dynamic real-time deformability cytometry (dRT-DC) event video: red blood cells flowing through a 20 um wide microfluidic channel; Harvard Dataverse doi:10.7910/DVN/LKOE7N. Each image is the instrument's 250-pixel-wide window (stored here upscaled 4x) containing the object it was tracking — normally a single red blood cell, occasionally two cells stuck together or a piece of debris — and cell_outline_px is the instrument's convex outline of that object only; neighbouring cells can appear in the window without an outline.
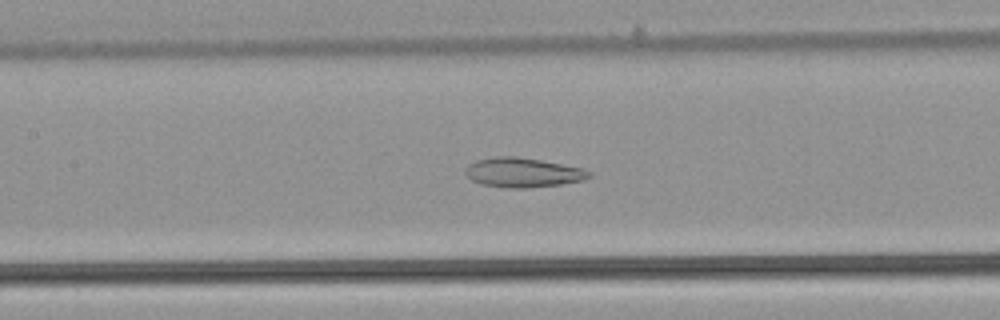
{"species": "common noctule bat (a hibernating species)", "species_latin": "Nyctalus noctula", "temperature_condition": "warm", "stored_images_in_passage": 55, "camera_frame_rate_fps": 3000, "um_per_image_px": 0.085, "animal": {"sex": "male", "body_mass_g": 21.5, "forearm_length_mm": 52.0}, "frame": {"image": 1, "passage_image": 26, "time_ms": 8.333, "image_size_px": [1000, 320], "cell_outline_px": [[592, 176], [584, 180], [560, 184], [528, 188], [508, 188], [480, 184], [472, 180], [464, 172], [464, 168], [468, 164], [476, 160], [496, 156], [516, 156], [540, 160], [584, 168], [592, 172]], "centroid_in_image_um": [44.44, 14.66], "position_along_channel_um": 163.0, "area_um2": 21.44}}
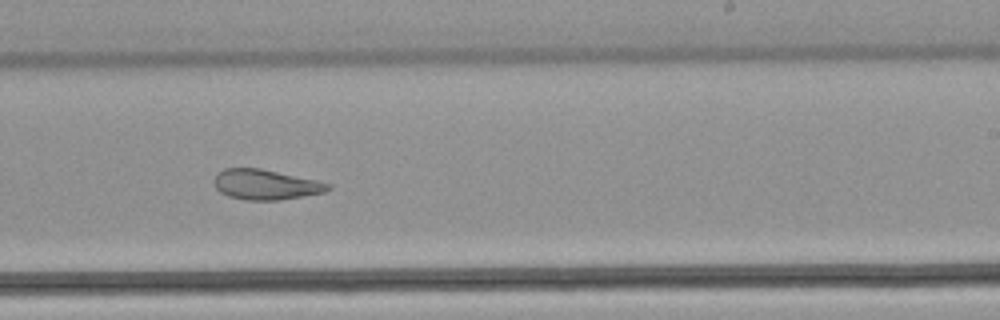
{"frame": {"image": 2, "passage_image": 34, "time_ms": 11.0, "image_size_px": [1000, 320], "cell_outline_px": [[332, 188], [324, 192], [276, 200], [244, 200], [228, 196], [220, 192], [216, 188], [212, 180], [224, 168], [260, 168], [316, 180], [332, 184]], "centroid_in_image_um": [22.56, 15.68], "position_along_channel_um": 266.4, "area_um2": 19.88}}
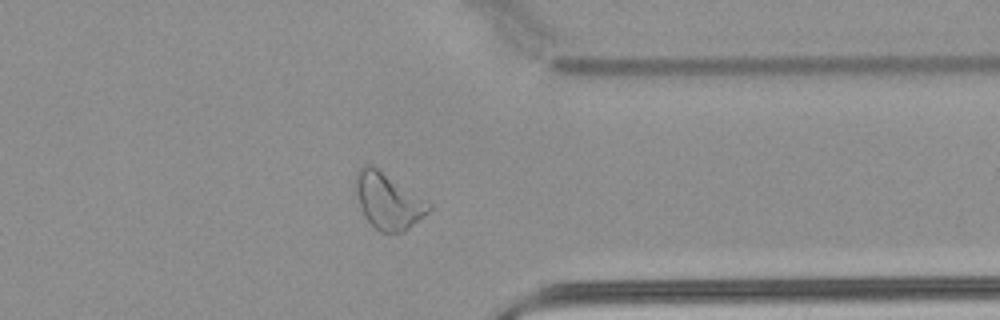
{"frame": {"image": 3, "passage_image": 43, "time_ms": 14.0, "image_size_px": [1000, 320], "cell_outline_px": [[432, 208], [424, 216], [404, 232], [380, 232], [364, 216], [360, 208], [356, 196], [356, 172], [364, 164], [372, 164], [432, 204]], "centroid_in_image_um": [32.98, 17.08], "position_along_channel_um": 378.4, "area_um2": 23.76}, "authors_computed_cell_mechanics": {"area_um2": 26.8192, "velocity_mm_per_s": 3.8978, "shape_relaxation_time_tau1_ms": null, "shape_relaxation_time_tau2_ms": 3.4534, "deformation_change_tau1": null, "deformation_change_tau2": 0.1105}}